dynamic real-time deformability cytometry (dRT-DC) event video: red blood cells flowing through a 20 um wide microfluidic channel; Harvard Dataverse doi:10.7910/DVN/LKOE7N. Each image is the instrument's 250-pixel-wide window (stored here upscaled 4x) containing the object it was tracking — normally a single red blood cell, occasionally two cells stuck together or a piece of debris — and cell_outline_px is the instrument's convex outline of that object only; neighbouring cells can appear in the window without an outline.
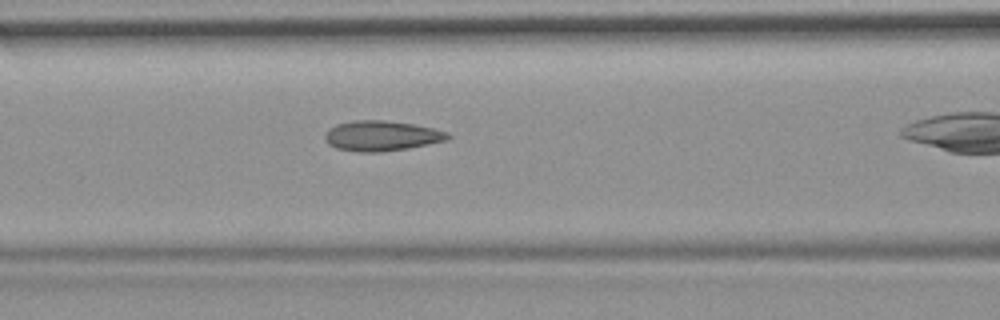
{"species": "common noctule bat (a hibernating species)", "species_latin": "Nyctalus noctula", "temperature_condition": "room temperature", "stored_images_in_passage": 19, "camera_frame_rate_fps": 3000, "um_per_image_px": 0.085, "animal": {"sex": "female", "body_mass_g": 19.9}, "frame": {"image": 1, "passage_image": 6, "time_ms": 1.667, "image_size_px": [1000, 320], "cell_outline_px": [[452, 136], [448, 140], [408, 148], [380, 152], [360, 152], [336, 148], [328, 144], [324, 136], [328, 128], [336, 124], [352, 120], [384, 120], [416, 124], [448, 132]], "centroid_in_image_um": [32.43, 11.54], "position_along_channel_um": 134.2, "area_um2": 21.79}}